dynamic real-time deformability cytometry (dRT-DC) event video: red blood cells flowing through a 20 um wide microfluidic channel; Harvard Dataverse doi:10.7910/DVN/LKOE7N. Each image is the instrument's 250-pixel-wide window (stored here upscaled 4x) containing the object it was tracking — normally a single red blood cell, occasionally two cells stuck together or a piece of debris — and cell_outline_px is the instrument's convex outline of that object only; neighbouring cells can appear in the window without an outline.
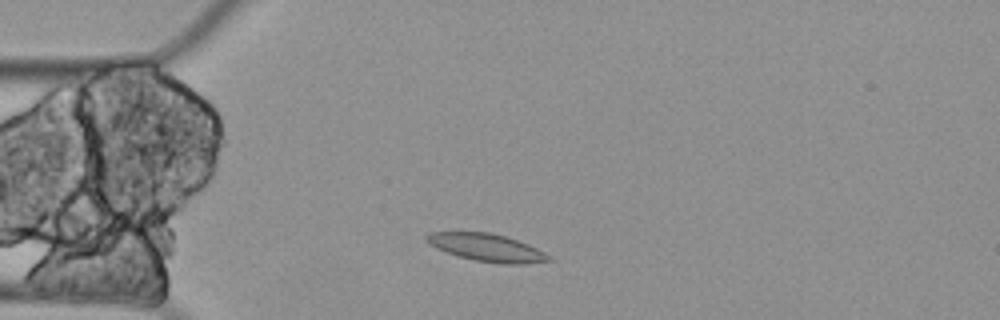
{"species": "Egyptian fruit bat (a non-hibernating species)", "species_latin": "Rousettus aegyptiacus", "temperature_condition": "cold", "stored_images_in_passage": 7, "camera_frame_rate_fps": 3000, "um_per_image_px": 0.085, "animal": {"sex": "female"}, "frame": {"image": 1, "passage_image": 1, "time_ms": 0.0, "image_size_px": [1000, 320], "cell_outline_px": [[552, 260], [524, 264], [500, 264], [476, 260], [460, 256], [436, 248], [428, 244], [424, 240], [424, 236], [428, 232], [488, 232], [504, 236], [528, 244], [552, 256]], "centroid_in_image_um": [41.35, 21.04], "position_along_channel_um": 43.6, "area_um2": 19.59}}
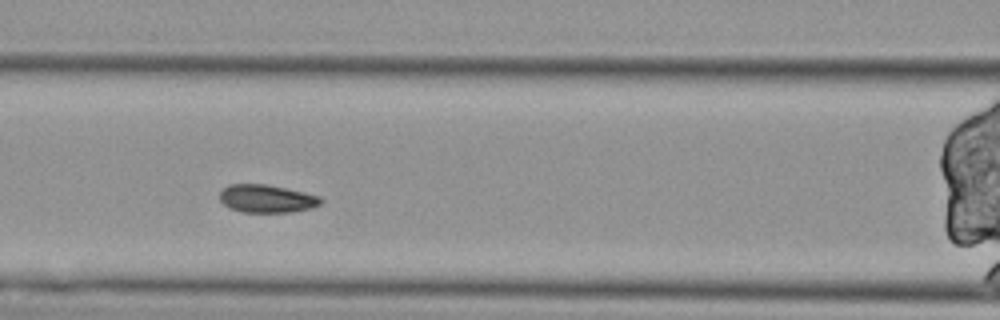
{"frame": {"image": 2, "passage_image": 4, "time_ms": 1.0, "image_size_px": [1000, 320], "cell_outline_px": [[324, 200], [320, 204], [312, 208], [288, 212], [244, 212], [232, 208], [224, 204], [220, 200], [220, 188], [228, 184], [268, 184], [304, 192], [320, 196]], "centroid_in_image_um": [22.67, 16.87], "position_along_channel_um": 143.9, "area_um2": 16.53}}
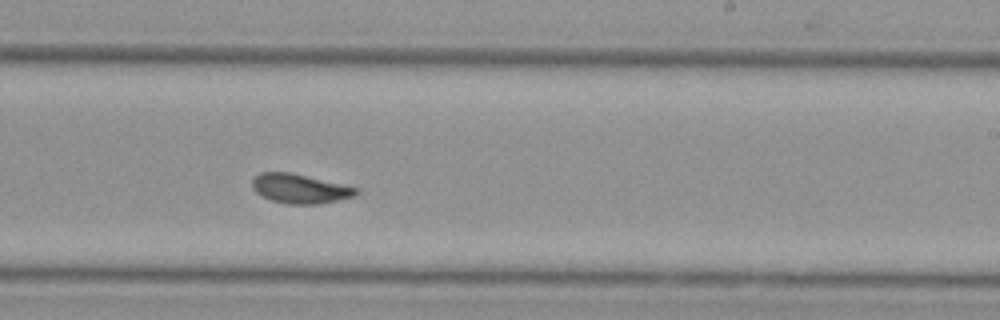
{"frame": {"image": 3, "passage_image": 7, "time_ms": 2.0, "image_size_px": [1000, 320], "cell_outline_px": [[360, 192], [356, 196], [320, 204], [284, 204], [272, 200], [256, 192], [252, 188], [252, 180], [260, 172], [288, 172], [360, 188]], "centroid_in_image_um": [25.53, 16.04], "position_along_channel_um": 263.5, "area_um2": 17.74}}